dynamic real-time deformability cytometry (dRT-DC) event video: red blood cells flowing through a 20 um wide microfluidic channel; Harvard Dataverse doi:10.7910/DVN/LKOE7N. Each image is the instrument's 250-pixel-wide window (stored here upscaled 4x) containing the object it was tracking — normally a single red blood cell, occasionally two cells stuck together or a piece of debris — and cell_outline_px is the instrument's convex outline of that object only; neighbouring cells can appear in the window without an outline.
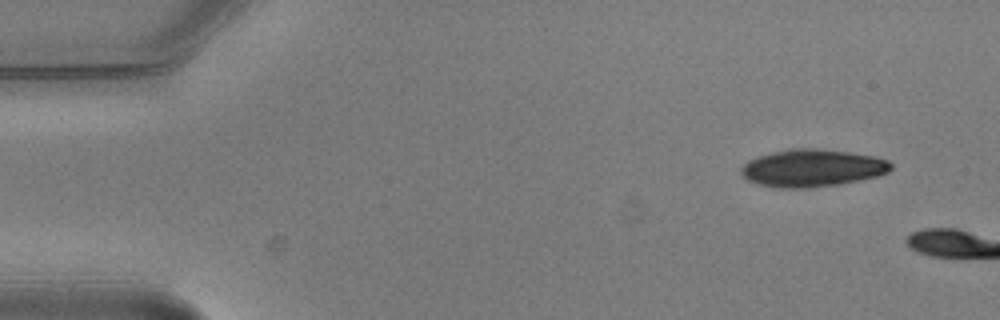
{"species": "common noctule bat (a hibernating species)", "species_latin": "Nyctalus noctula", "temperature_condition": "warm", "stored_images_in_passage": 2, "camera_frame_rate_fps": 3000, "um_per_image_px": 0.085, "animal": {"sex": "male", "body_mass_g": 20.5, "forearm_length_mm": 52.5}, "frame": {"image": 1, "passage_image": 1, "time_ms": 0.0, "image_size_px": [1000, 320], "cell_outline_px": [[892, 168], [888, 172], [876, 176], [840, 184], [812, 188], [780, 188], [760, 184], [748, 180], [740, 172], [740, 168], [748, 160], [756, 156], [788, 148], [820, 148], [852, 152], [872, 156], [888, 160], [892, 164]], "centroid_in_image_um": [69.03, 14.27], "position_along_channel_um": 16.0, "area_um2": 32.89}}